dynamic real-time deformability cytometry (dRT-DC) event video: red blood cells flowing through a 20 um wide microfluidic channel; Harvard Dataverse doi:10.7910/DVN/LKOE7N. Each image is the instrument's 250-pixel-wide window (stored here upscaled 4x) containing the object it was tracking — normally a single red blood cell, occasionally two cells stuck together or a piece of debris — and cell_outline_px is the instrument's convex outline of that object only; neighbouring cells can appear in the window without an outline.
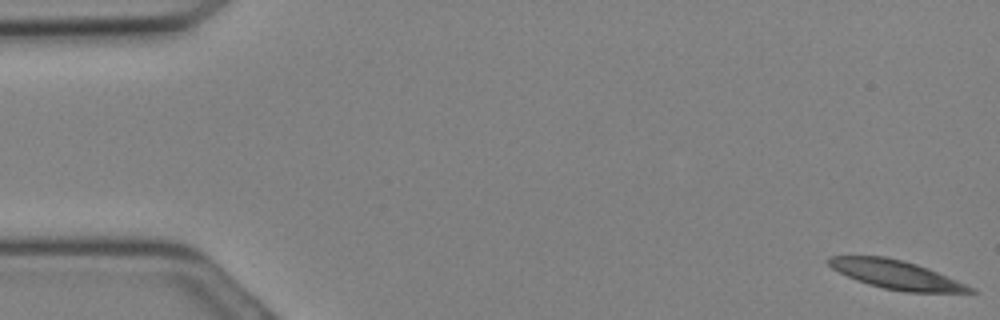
{"species": "Egyptian fruit bat (a non-hibernating species)", "species_latin": "Rousettus aegyptiacus", "temperature_condition": "cold", "stored_images_in_passage": 19, "camera_frame_rate_fps": 3000, "um_per_image_px": 0.085, "animal": {"sex": "female"}, "frame": {"image": 1, "passage_image": 1, "time_ms": 0.0, "image_size_px": [1000, 320], "cell_outline_px": [[976, 292], [904, 292], [884, 288], [868, 284], [856, 280], [832, 268], [824, 260], [828, 256], [884, 256], [916, 264], [928, 268], [976, 288]], "centroid_in_image_um": [76.15, 23.34], "position_along_channel_um": 8.8, "area_um2": 23.47}}
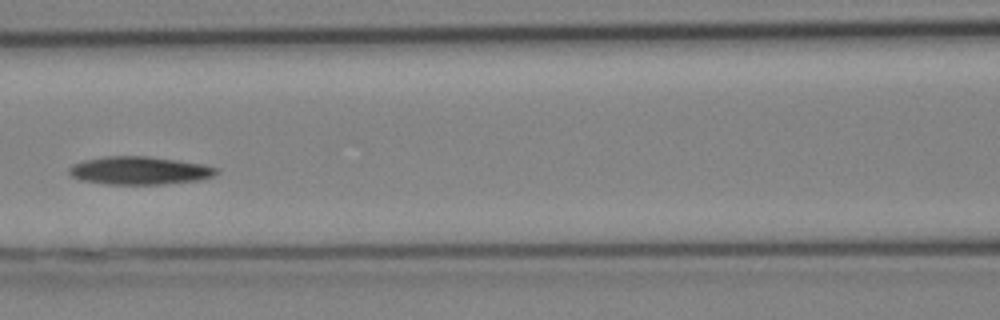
{"frame": {"image": 2, "passage_image": 14, "time_ms": 4.333, "image_size_px": [1000, 320], "cell_outline_px": [[220, 172], [212, 176], [200, 180], [164, 184], [104, 184], [80, 180], [72, 176], [68, 172], [68, 168], [84, 160], [104, 156], [148, 156], [204, 164], [220, 168]], "centroid_in_image_um": [11.89, 14.5], "position_along_channel_um": 154.7, "area_um2": 24.16}}
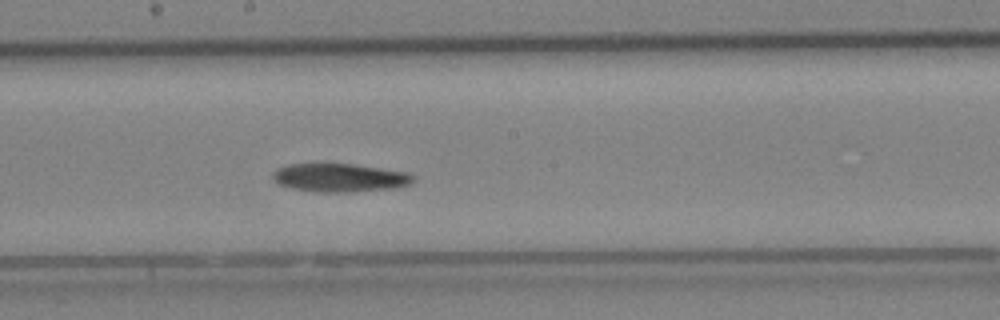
{"frame": {"image": 3, "passage_image": 17, "time_ms": 5.333, "image_size_px": [1000, 320], "cell_outline_px": [[416, 180], [400, 188], [344, 192], [320, 192], [292, 188], [280, 184], [272, 176], [272, 172], [276, 168], [288, 164], [352, 164], [408, 172], [416, 176]], "centroid_in_image_um": [28.93, 15.1], "position_along_channel_um": 219.3, "area_um2": 23.24}}